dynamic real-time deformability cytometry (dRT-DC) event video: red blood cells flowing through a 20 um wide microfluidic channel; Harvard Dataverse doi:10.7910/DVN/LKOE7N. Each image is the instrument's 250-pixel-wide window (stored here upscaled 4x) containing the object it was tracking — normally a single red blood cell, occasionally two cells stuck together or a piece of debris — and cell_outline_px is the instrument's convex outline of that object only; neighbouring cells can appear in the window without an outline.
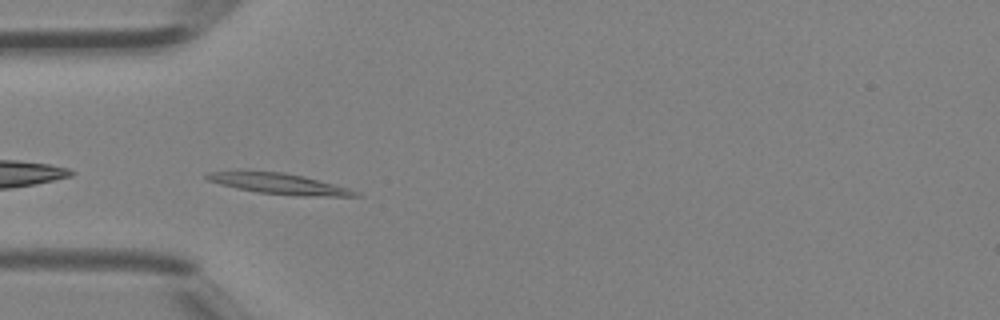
{"species": "Egyptian fruit bat (a non-hibernating species)", "species_latin": "Rousettus aegyptiacus", "temperature_condition": "room temperature", "stored_images_in_passage": 30, "camera_frame_rate_fps": 3000, "um_per_image_px": 0.085, "animal": {"sex": "female"}, "frame": {"image": 1, "passage_image": 1, "time_ms": 0.0, "image_size_px": [1000, 320], "cell_outline_px": [[364, 196], [304, 196], [256, 192], [236, 188], [220, 184], [208, 180], [204, 176], [208, 172], [284, 172], [304, 176], [336, 184], [360, 192]], "centroid_in_image_um": [23.82, 15.63], "position_along_channel_um": 61.2, "area_um2": 17.69}}
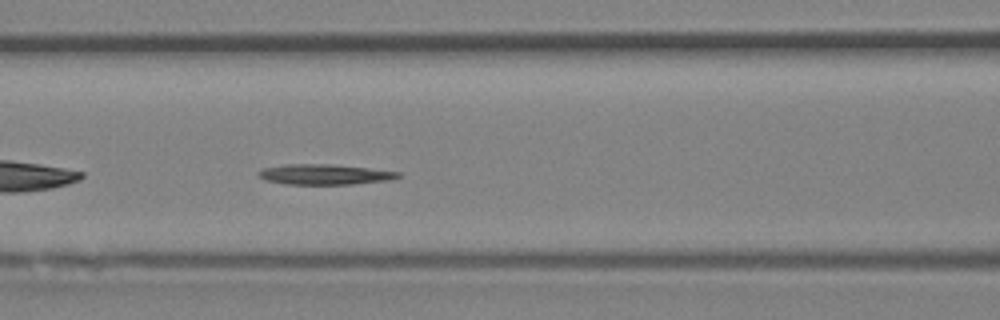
{"frame": {"image": 2, "passage_image": 6, "time_ms": 1.667, "image_size_px": [1000, 320], "cell_outline_px": [[404, 176], [388, 180], [352, 184], [284, 184], [264, 180], [256, 172], [264, 168], [284, 164], [332, 164], [368, 168], [400, 172]], "centroid_in_image_um": [27.59, 14.82], "position_along_channel_um": 139.0, "area_um2": 16.59}}
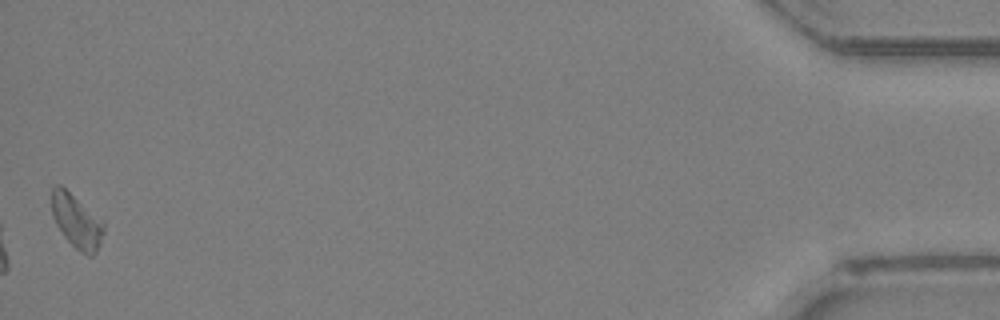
{"frame": {"image": 3, "passage_image": 30, "time_ms": 9.667, "image_size_px": [1000, 320], "cell_outline_px": [[104, 232], [100, 244], [96, 252], [92, 256], [88, 256], [80, 252], [64, 236], [56, 224], [52, 216], [52, 188], [56, 184], [60, 184], [104, 220]], "centroid_in_image_um": [6.53, 18.8], "position_along_channel_um": 428.7, "area_um2": 16.42}}